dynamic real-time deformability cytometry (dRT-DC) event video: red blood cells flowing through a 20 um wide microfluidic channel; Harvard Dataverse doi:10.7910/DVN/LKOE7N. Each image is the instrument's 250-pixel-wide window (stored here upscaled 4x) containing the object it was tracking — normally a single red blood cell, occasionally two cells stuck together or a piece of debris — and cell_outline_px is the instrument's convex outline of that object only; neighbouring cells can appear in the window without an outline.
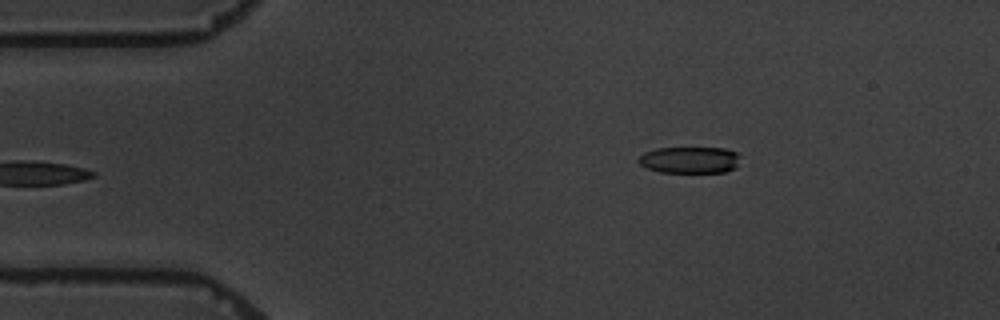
{"species": "common noctule bat (a hibernating species)", "species_latin": "Nyctalus noctula", "temperature_condition": "warm", "stored_images_in_passage": 5, "camera_frame_rate_fps": 3000, "um_per_image_px": 0.085, "animal": {"sex": "male", "body_mass_g": 19.5, "forearm_length_mm": 54.6}, "frame": {"image": 1, "passage_image": 5, "time_ms": 5.667, "image_size_px": [1000, 320], "cell_outline_px": [[736, 168], [724, 172], [660, 172], [648, 168], [640, 164], [636, 160], [644, 152], [656, 148], [724, 148], [736, 152]], "centroid_in_image_um": [58.57, 13.59], "position_along_channel_um": 26.4, "area_um2": 15.55}}